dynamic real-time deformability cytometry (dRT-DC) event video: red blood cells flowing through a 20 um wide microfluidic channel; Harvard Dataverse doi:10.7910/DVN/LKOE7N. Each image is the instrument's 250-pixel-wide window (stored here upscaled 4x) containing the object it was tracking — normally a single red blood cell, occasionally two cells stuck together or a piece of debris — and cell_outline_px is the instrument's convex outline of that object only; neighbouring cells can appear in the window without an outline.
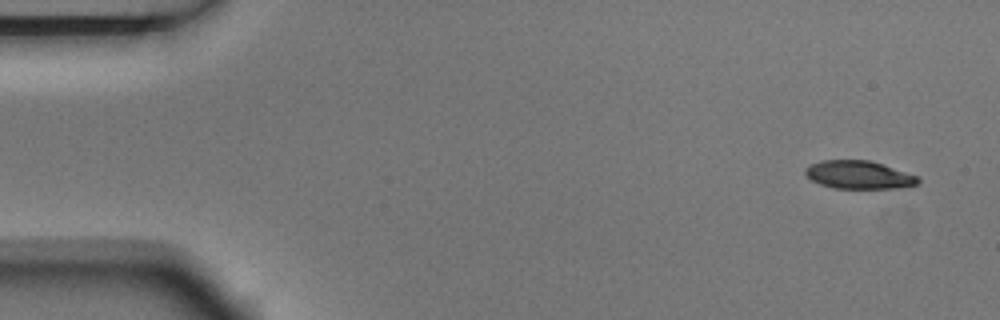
{"species": "Egyptian fruit bat (a non-hibernating species)", "species_latin": "Rousettus aegyptiacus", "temperature_condition": "room temperature", "stored_images_in_passage": 7, "camera_frame_rate_fps": 3000, "um_per_image_px": 0.085, "animal": {"sex": "male"}, "frame": {"image": 1, "passage_image": 1, "time_ms": 0.0, "image_size_px": [1000, 320], "cell_outline_px": [[920, 180], [916, 184], [896, 188], [836, 188], [820, 184], [812, 180], [804, 172], [804, 168], [808, 164], [820, 160], [868, 160], [916, 176]], "centroid_in_image_um": [72.91, 14.85], "position_along_channel_um": 12.1, "area_um2": 18.09}}
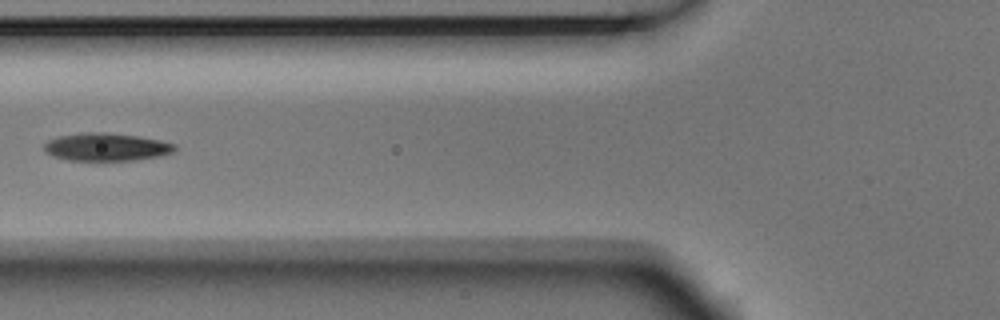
{"frame": {"image": 2, "passage_image": 6, "time_ms": 1.667, "image_size_px": [1000, 320], "cell_outline_px": [[176, 148], [172, 152], [160, 156], [132, 160], [68, 160], [56, 156], [48, 152], [44, 148], [44, 144], [48, 140], [60, 136], [88, 132], [100, 132], [136, 136], [160, 140], [176, 144]], "centroid_in_image_um": [9.07, 12.49], "position_along_channel_um": 116.7, "area_um2": 20.75}}
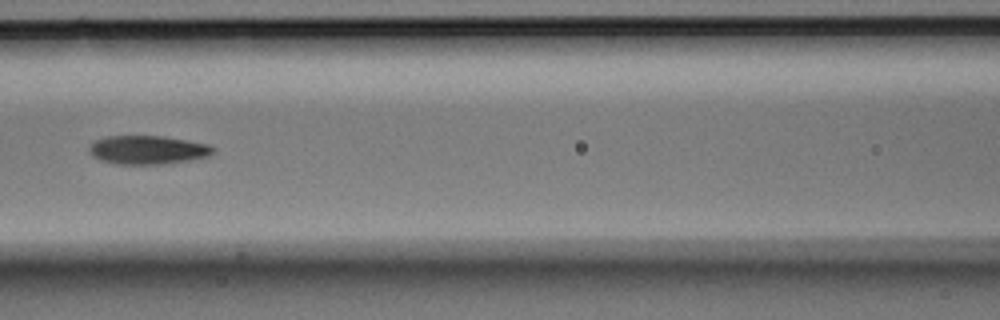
{"frame": {"image": 3, "passage_image": 7, "time_ms": 2.0, "image_size_px": [1000, 320], "cell_outline_px": [[216, 152], [208, 156], [192, 160], [164, 164], [116, 164], [100, 160], [92, 156], [88, 148], [96, 140], [108, 136], [164, 136], [208, 144], [216, 148]], "centroid_in_image_um": [12.6, 12.75], "position_along_channel_um": 154.0, "area_um2": 20.81}}